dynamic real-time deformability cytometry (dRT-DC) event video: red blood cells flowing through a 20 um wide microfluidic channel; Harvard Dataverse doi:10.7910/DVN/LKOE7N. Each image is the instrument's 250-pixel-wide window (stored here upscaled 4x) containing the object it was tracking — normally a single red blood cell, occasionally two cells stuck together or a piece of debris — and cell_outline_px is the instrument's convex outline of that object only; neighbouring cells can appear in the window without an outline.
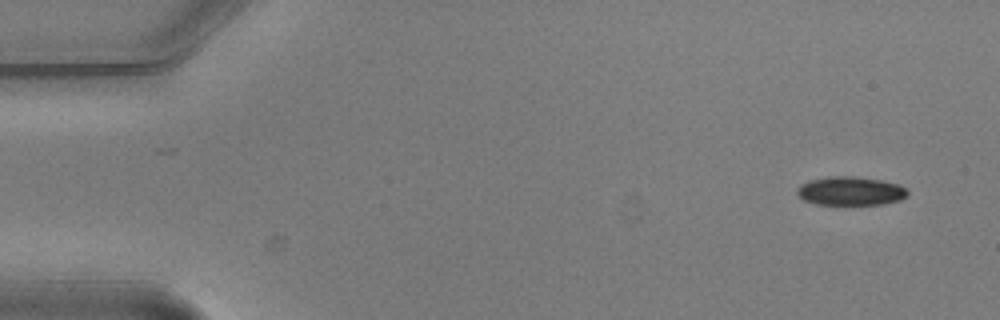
{"species": "common noctule bat (a hibernating species)", "species_latin": "Nyctalus noctula", "temperature_condition": "warm", "stored_images_in_passage": 2, "camera_frame_rate_fps": 3000, "um_per_image_px": 0.085, "animal": {"sex": "male", "body_mass_g": 20.5, "forearm_length_mm": 52.5}, "frame": {"image": 1, "passage_image": 2, "time_ms": 0.333, "image_size_px": [1000, 320], "cell_outline_px": [[908, 196], [900, 200], [884, 204], [816, 204], [804, 200], [796, 192], [796, 188], [800, 184], [808, 180], [828, 176], [856, 176], [884, 180], [900, 184], [908, 188]], "centroid_in_image_um": [72.33, 16.22], "position_along_channel_um": 12.7, "area_um2": 18.84}}